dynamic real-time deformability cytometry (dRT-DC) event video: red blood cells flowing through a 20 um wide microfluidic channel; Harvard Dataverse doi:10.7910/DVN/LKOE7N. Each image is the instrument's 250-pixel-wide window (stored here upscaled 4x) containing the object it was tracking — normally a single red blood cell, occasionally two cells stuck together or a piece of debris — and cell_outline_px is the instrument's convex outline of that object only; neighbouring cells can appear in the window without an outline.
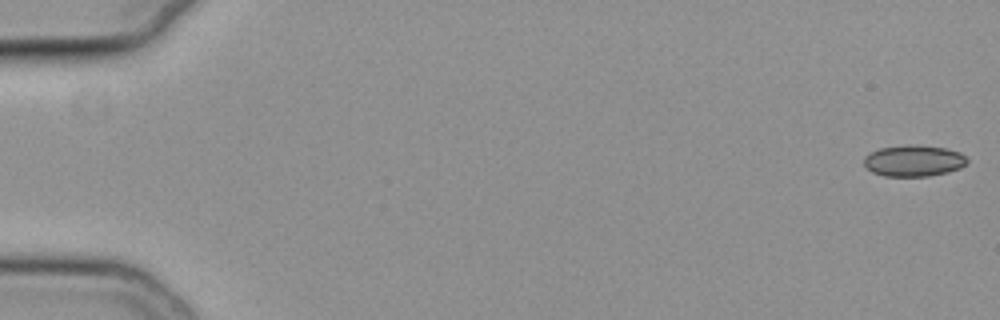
{"species": "common noctule bat (a hibernating species)", "species_latin": "Nyctalus noctula", "temperature_condition": "cold", "stored_images_in_passage": 56, "camera_frame_rate_fps": 3000, "um_per_image_px": 0.085, "animal": {"sex": "female", "body_mass_g": 19.3, "forearm_length_mm": 54.1}, "frame": {"image": 1, "passage_image": 1, "time_ms": 0.0, "image_size_px": [1000, 320], "cell_outline_px": [[968, 160], [960, 168], [948, 172], [928, 176], [884, 176], [872, 172], [864, 164], [864, 156], [880, 148], [908, 144], [916, 144], [944, 148], [960, 152]], "centroid_in_image_um": [77.65, 13.66], "position_along_channel_um": 7.3, "area_um2": 18.79}}
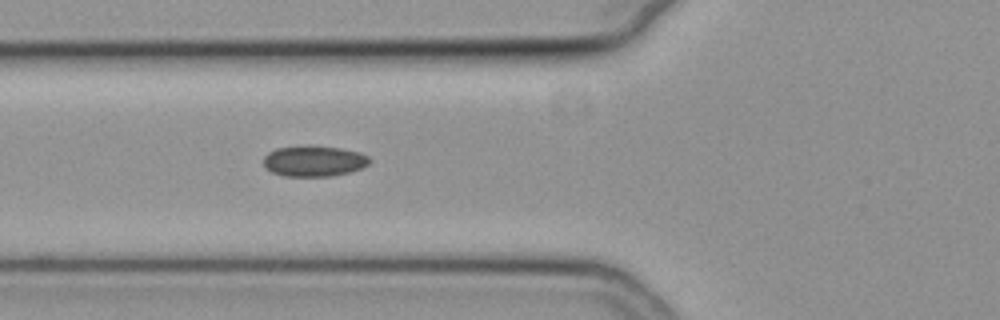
{"frame": {"image": 2, "passage_image": 22, "time_ms": 7.0, "image_size_px": [1000, 320], "cell_outline_px": [[372, 160], [368, 164], [360, 168], [348, 172], [332, 176], [284, 176], [272, 172], [264, 168], [264, 156], [268, 152], [276, 148], [340, 148], [360, 152], [368, 156]], "centroid_in_image_um": [26.68, 13.73], "position_along_channel_um": 99.1, "area_um2": 18.38}}
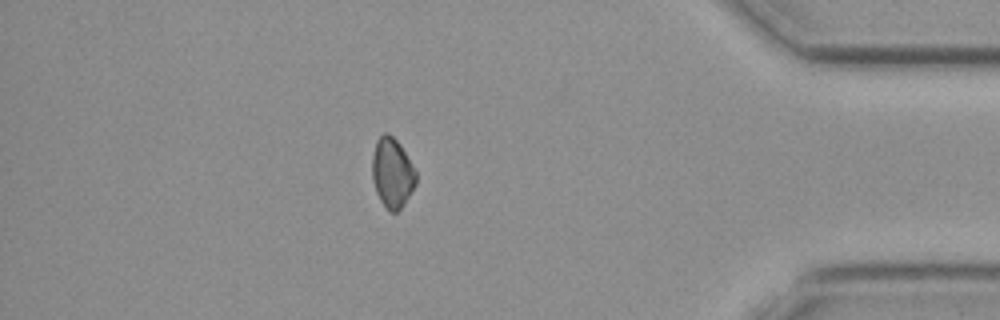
{"frame": {"image": 3, "passage_image": 49, "time_ms": 16.0, "image_size_px": [1000, 320], "cell_outline_px": [[416, 184], [404, 204], [396, 212], [392, 212], [380, 200], [376, 192], [372, 180], [372, 156], [376, 140], [384, 132], [388, 132], [400, 144], [416, 172]], "centroid_in_image_um": [33.32, 14.67], "position_along_channel_um": 401.9, "area_um2": 17.69}}